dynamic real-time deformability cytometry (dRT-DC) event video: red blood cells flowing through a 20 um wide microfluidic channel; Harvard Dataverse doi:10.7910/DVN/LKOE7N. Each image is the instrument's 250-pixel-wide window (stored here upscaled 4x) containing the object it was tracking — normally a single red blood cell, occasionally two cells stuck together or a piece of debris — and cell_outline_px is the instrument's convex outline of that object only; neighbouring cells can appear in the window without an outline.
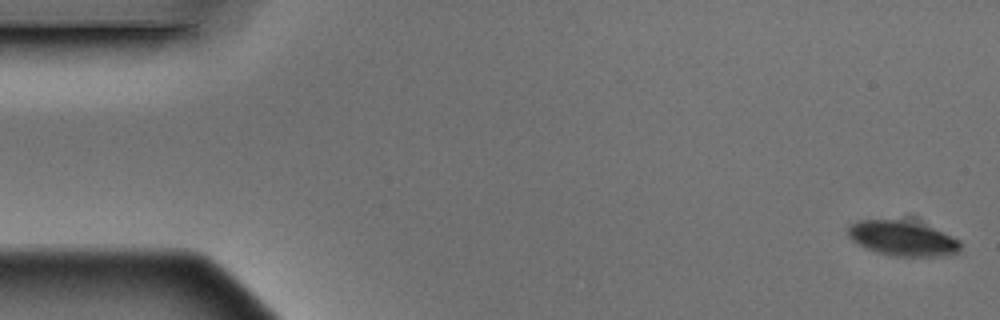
{"species": "Egyptian fruit bat (a non-hibernating species)", "species_latin": "Rousettus aegyptiacus", "temperature_condition": "warm", "stored_images_in_passage": 6, "camera_frame_rate_fps": 3000, "um_per_image_px": 0.085, "animal": {"sex": "male"}, "frame": {"image": 1, "passage_image": 1, "time_ms": 0.0, "image_size_px": [1000, 320], "cell_outline_px": [[960, 252], [936, 256], [892, 256], [876, 252], [864, 248], [852, 240], [848, 236], [848, 228], [856, 220], [900, 220], [932, 228], [960, 240]], "centroid_in_image_um": [76.67, 20.28], "position_along_channel_um": 8.3, "area_um2": 22.48}}